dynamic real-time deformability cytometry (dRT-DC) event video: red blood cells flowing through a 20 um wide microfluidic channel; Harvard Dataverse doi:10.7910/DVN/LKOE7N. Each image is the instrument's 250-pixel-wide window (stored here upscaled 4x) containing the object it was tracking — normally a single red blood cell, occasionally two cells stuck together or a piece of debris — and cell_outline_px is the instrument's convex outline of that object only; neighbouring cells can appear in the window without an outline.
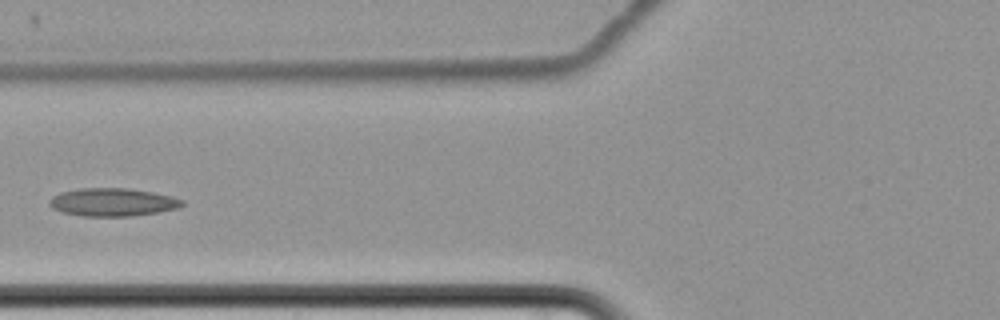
{"species": "common noctule bat (a hibernating species)", "species_latin": "Nyctalus noctula", "temperature_condition": "cold", "stored_images_in_passage": 5, "camera_frame_rate_fps": 3000, "um_per_image_px": 0.085, "animal": {"sex": "female", "body_mass_g": 22.7, "forearm_length_mm": 54.2}, "frame": {"image": 1, "passage_image": 5, "time_ms": 4.667, "image_size_px": [1000, 320], "cell_outline_px": [[184, 204], [180, 208], [132, 216], [84, 216], [64, 212], [52, 208], [48, 204], [48, 200], [52, 196], [60, 192], [80, 188], [128, 188], [152, 192], [172, 196], [184, 200]], "centroid_in_image_um": [9.57, 17.18], "position_along_channel_um": 116.2, "area_um2": 21.73}}